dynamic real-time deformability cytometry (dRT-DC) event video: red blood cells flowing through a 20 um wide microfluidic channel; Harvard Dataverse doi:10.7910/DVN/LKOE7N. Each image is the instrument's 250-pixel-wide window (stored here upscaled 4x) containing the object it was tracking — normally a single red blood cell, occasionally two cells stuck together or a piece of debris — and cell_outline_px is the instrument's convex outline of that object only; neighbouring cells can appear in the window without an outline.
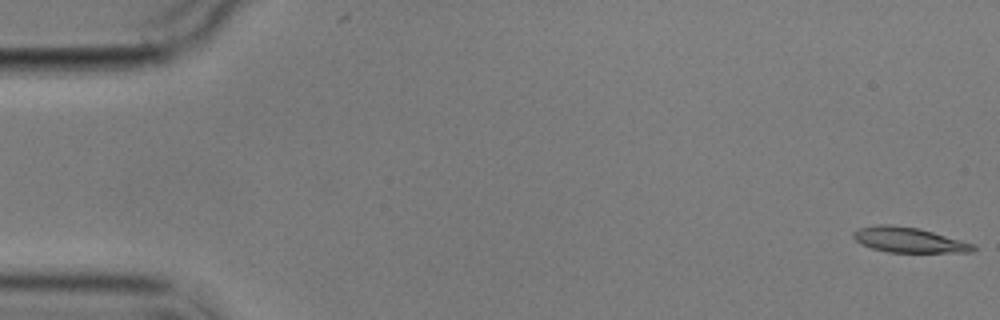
{"species": "common noctule bat (a hibernating species)", "species_latin": "Nyctalus noctula", "temperature_condition": "cold", "stored_images_in_passage": 4, "camera_frame_rate_fps": 3000, "um_per_image_px": 0.085, "animal": {"sex": "male", "body_mass_g": 17.9}, "frame": {"image": 1, "passage_image": 1, "time_ms": 0.0, "image_size_px": [1000, 320], "cell_outline_px": [[976, 248], [972, 252], [888, 252], [872, 248], [860, 244], [852, 236], [852, 232], [860, 228], [876, 224], [892, 224], [920, 228], [976, 244]], "centroid_in_image_um": [77.25, 20.38], "position_along_channel_um": 7.7, "area_um2": 17.74}}
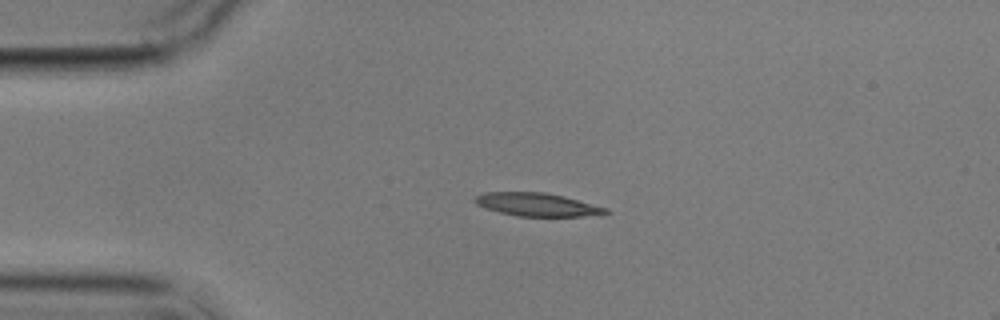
{"frame": {"image": 2, "passage_image": 4, "time_ms": 4.0, "image_size_px": [1000, 320], "cell_outline_px": [[612, 212], [604, 216], [516, 216], [484, 208], [476, 204], [472, 200], [476, 196], [484, 192], [544, 192], [564, 196], [608, 208]], "centroid_in_image_um": [45.72, 17.4], "position_along_channel_um": 39.3, "area_um2": 17.98}}